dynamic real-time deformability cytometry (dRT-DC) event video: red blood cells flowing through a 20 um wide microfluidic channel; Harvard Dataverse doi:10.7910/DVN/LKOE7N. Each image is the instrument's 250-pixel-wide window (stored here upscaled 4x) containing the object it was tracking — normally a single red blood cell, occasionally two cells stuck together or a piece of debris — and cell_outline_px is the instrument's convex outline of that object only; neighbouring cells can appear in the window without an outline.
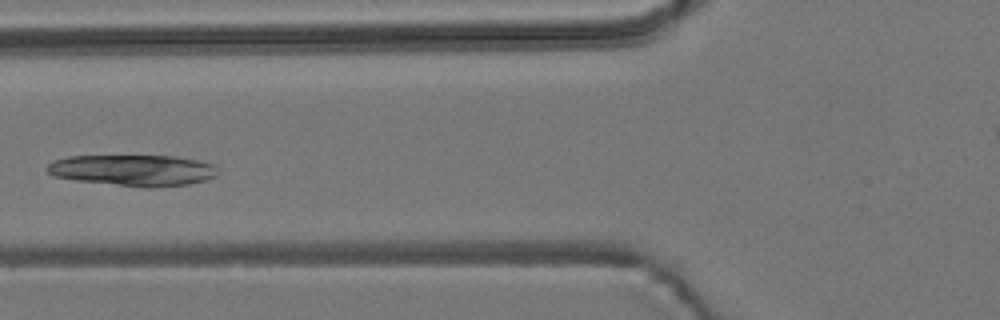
{"species": "common noctule bat (a hibernating species)", "species_latin": "Nyctalus noctula", "temperature_condition": "room temperature", "stored_images_in_passage": 4, "camera_frame_rate_fps": 3000, "um_per_image_px": 0.085, "animal": {"sex": "male", "body_mass_g": 19.2, "forearm_length_mm": 51.8}, "frame": {"image": 1, "passage_image": 3, "time_ms": 0.667, "image_size_px": [1000, 320], "cell_outline_px": [[220, 172], [216, 176], [204, 180], [188, 184], [156, 188], [148, 188], [76, 180], [52, 176], [44, 168], [48, 164], [56, 160], [68, 156], [176, 156], [216, 164]], "centroid_in_image_um": [11.35, 14.47], "position_along_channel_um": 114.4, "area_um2": 31.21}}
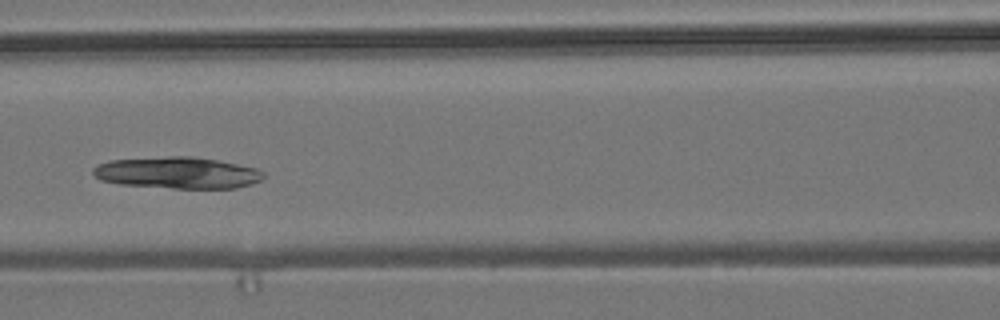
{"frame": {"image": 2, "passage_image": 4, "time_ms": 1.0, "image_size_px": [1000, 320], "cell_outline_px": [[264, 176], [260, 180], [252, 184], [236, 188], [172, 188], [120, 184], [100, 180], [92, 172], [92, 168], [96, 164], [108, 160], [168, 156], [192, 156], [216, 160], [256, 168], [264, 172]], "centroid_in_image_um": [15.05, 14.68], "position_along_channel_um": 151.6, "area_um2": 31.44}}